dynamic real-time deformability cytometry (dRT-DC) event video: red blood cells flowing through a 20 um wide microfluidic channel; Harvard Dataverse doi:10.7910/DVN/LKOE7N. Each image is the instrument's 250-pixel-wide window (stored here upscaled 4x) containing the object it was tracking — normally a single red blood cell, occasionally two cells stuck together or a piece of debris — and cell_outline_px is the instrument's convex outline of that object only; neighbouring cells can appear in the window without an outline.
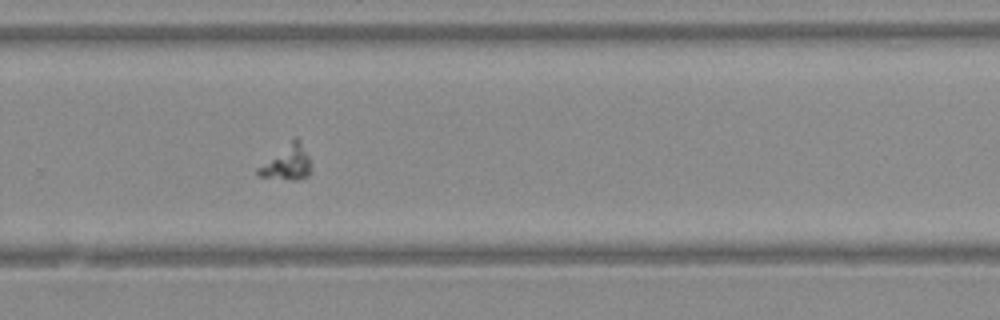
{"species": "Egyptian fruit bat (a non-hibernating species)", "species_latin": "Rousettus aegyptiacus", "temperature_condition": "warm", "stored_images_in_passage": 29, "camera_frame_rate_fps": 3000, "um_per_image_px": 0.085, "animal": {"sex": "female"}, "frame": {"image": 1, "passage_image": 23, "time_ms": 7.333, "image_size_px": [1000, 320], "cell_outline_px": [[312, 172], [308, 176], [300, 180], [288, 180], [256, 176], [256, 168], [296, 136], [308, 156], [312, 168]], "centroid_in_image_um": [24.39, 13.88], "position_along_channel_um": 305.4, "area_um2": 10.81}}